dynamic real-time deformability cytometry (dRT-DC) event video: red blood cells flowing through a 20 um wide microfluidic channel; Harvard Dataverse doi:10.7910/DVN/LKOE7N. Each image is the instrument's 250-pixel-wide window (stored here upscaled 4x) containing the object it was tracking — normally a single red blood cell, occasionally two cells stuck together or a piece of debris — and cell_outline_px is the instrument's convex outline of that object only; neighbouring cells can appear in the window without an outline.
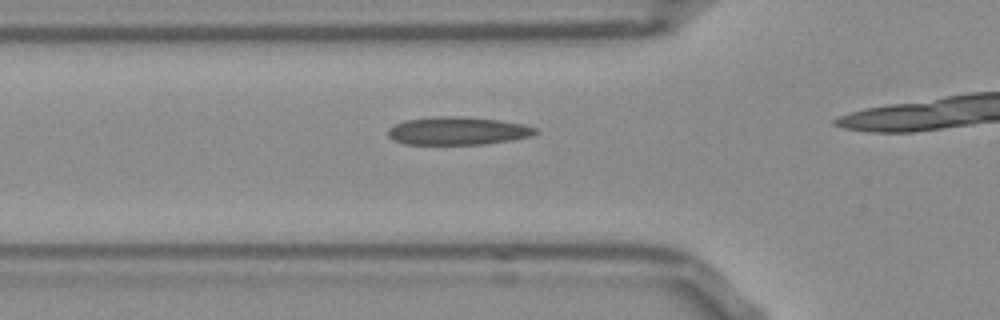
{"species": "Egyptian fruit bat (a non-hibernating species)", "species_latin": "Rousettus aegyptiacus", "temperature_condition": "room temperature", "stored_images_in_passage": 13, "camera_frame_rate_fps": 3000, "um_per_image_px": 0.085, "frame": {"image": 1, "passage_image": 8, "time_ms": 2.333, "image_size_px": [1000, 320], "cell_outline_px": [[540, 132], [532, 136], [512, 140], [484, 144], [404, 144], [392, 140], [388, 136], [388, 128], [404, 120], [432, 116], [464, 116], [500, 120], [524, 124], [536, 128]], "centroid_in_image_um": [38.91, 11.12], "position_along_channel_um": 86.9, "area_um2": 24.39}}
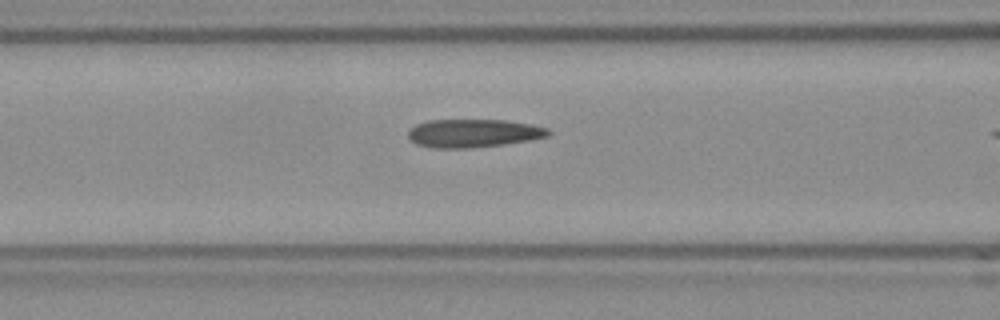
{"frame": {"image": 2, "passage_image": 11, "time_ms": 3.333, "image_size_px": [1000, 320], "cell_outline_px": [[552, 132], [548, 136], [532, 140], [504, 144], [472, 148], [432, 148], [416, 144], [408, 140], [408, 128], [416, 124], [428, 120], [504, 120], [532, 124], [548, 128]], "centroid_in_image_um": [40.22, 11.33], "position_along_channel_um": 126.4, "area_um2": 23.41}}